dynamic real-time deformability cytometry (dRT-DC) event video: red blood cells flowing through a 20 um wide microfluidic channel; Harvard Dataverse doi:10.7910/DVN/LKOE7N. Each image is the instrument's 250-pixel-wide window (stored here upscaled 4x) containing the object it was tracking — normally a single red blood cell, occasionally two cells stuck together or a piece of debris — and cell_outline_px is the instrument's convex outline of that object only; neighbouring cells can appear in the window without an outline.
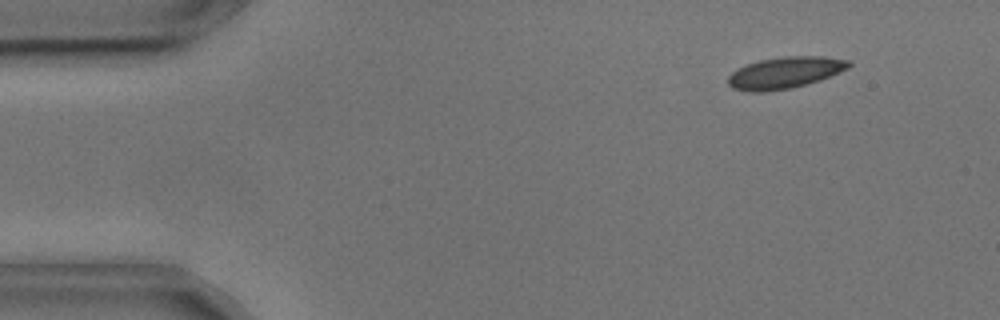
{"species": "common noctule bat (a hibernating species)", "species_latin": "Nyctalus noctula", "temperature_condition": "cold", "stored_images_in_passage": 51, "camera_frame_rate_fps": 3000, "um_per_image_px": 0.085, "animal": {"sex": "male", "body_mass_g": 17.9, "forearm_length_mm": 54.2}, "frame": {"image": 1, "passage_image": 2, "time_ms": 0.333, "image_size_px": [1000, 320], "cell_outline_px": [[852, 64], [848, 68], [820, 80], [792, 88], [764, 92], [752, 92], [732, 88], [728, 84], [728, 76], [736, 68], [760, 60], [784, 56], [824, 56], [848, 60]], "centroid_in_image_um": [66.7, 6.18], "position_along_channel_um": 18.3, "area_um2": 22.2}}
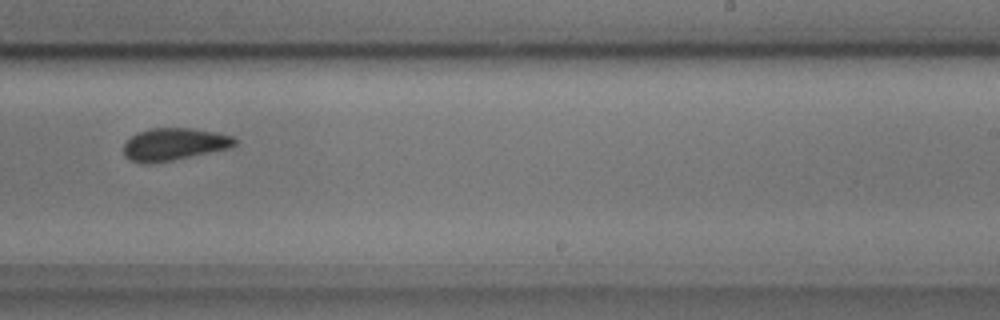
{"frame": {"image": 2, "passage_image": 30, "time_ms": 9.667, "image_size_px": [1000, 320], "cell_outline_px": [[236, 144], [228, 148], [172, 160], [152, 164], [144, 164], [132, 160], [124, 156], [124, 144], [136, 132], [152, 128], [192, 128], [216, 132], [232, 136], [236, 140]], "centroid_in_image_um": [14.77, 12.26], "position_along_channel_um": 274.2, "area_um2": 20.81}}
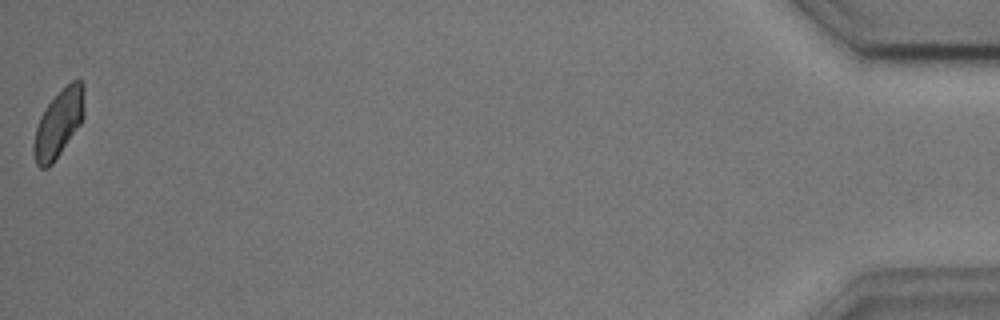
{"frame": {"image": 3, "passage_image": 51, "time_ms": 16.667, "image_size_px": [1000, 320], "cell_outline_px": [[84, 116], [80, 124], [52, 164], [48, 168], [40, 168], [36, 164], [32, 152], [32, 144], [36, 128], [40, 116], [44, 108], [72, 80], [80, 80], [84, 84]], "centroid_in_image_um": [4.96, 10.52], "position_along_channel_um": 430.2, "area_um2": 19.77}, "authors_computed_cell_mechanics": {"area_um2": 21.5594, "velocity_mm_per_s": 3.6207, "shape_relaxation_time_tau1_ms": 7.3081, "shape_relaxation_time_tau2_ms": 2.373, "deformation_change_tau1": 0.125, "deformation_change_tau2": 0.0649}}